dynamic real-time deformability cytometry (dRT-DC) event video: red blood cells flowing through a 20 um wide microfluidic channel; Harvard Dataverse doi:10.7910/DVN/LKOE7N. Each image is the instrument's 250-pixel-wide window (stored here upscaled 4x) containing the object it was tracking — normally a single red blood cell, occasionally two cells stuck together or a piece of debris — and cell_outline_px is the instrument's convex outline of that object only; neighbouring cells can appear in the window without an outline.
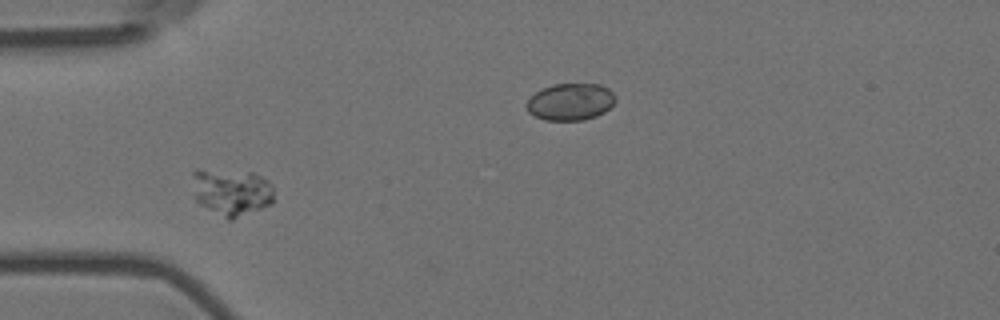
{"species": "Egyptian fruit bat (a non-hibernating species)", "species_latin": "Rousettus aegyptiacus", "temperature_condition": "room temperature", "stored_images_in_passage": 6, "camera_frame_rate_fps": 3000, "um_per_image_px": 0.085, "animal": {"sex": "female"}, "frame": {"image": 1, "passage_image": 4, "time_ms": 1.0, "image_size_px": [1000, 320], "cell_outline_px": [[272, 204], [232, 220], [228, 220], [200, 204], [192, 196], [192, 172], [196, 168], [252, 172], [268, 180], [272, 184]], "centroid_in_image_um": [19.63, 16.3], "position_along_channel_um": 65.4, "area_um2": 22.77}}